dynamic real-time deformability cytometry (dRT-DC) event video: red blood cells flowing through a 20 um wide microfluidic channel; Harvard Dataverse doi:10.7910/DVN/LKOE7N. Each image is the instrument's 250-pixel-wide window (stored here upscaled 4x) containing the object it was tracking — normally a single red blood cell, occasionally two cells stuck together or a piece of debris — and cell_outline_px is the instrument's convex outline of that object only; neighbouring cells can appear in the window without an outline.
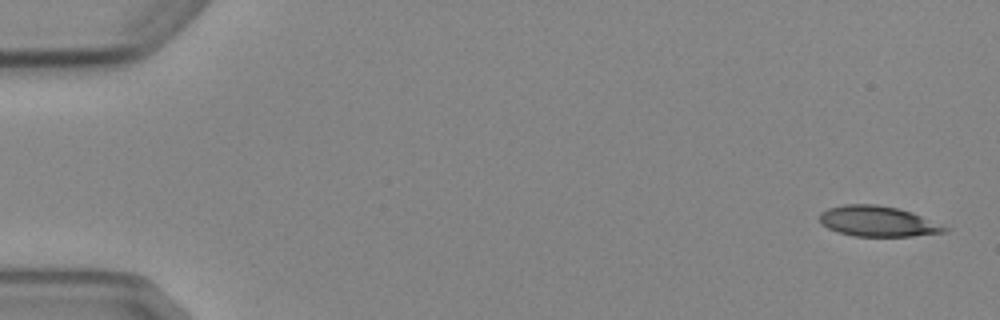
{"species": "Egyptian fruit bat (a non-hibernating species)", "species_latin": "Rousettus aegyptiacus", "temperature_condition": "cold", "stored_images_in_passage": 5, "camera_frame_rate_fps": 3000, "um_per_image_px": 0.085, "animal": {"sex": "female"}, "frame": {"image": 1, "passage_image": 1, "time_ms": 0.0, "image_size_px": [1000, 320], "cell_outline_px": [[948, 232], [912, 236], [852, 236], [828, 228], [820, 224], [820, 212], [828, 208], [844, 204], [876, 204], [896, 208], [912, 212], [948, 228]], "centroid_in_image_um": [74.58, 18.81], "position_along_channel_um": 10.4, "area_um2": 22.08}}
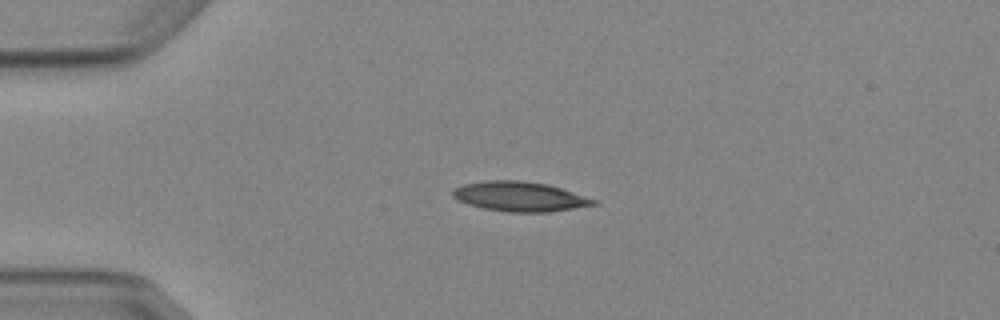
{"frame": {"image": 2, "passage_image": 4, "time_ms": 3.667, "image_size_px": [1000, 320], "cell_outline_px": [[600, 200], [596, 204], [548, 212], [508, 212], [484, 208], [468, 204], [456, 200], [452, 196], [452, 192], [456, 188], [464, 184], [484, 180], [520, 180], [548, 184]], "centroid_in_image_um": [44.18, 16.7], "position_along_channel_um": 40.8, "area_um2": 24.39}}